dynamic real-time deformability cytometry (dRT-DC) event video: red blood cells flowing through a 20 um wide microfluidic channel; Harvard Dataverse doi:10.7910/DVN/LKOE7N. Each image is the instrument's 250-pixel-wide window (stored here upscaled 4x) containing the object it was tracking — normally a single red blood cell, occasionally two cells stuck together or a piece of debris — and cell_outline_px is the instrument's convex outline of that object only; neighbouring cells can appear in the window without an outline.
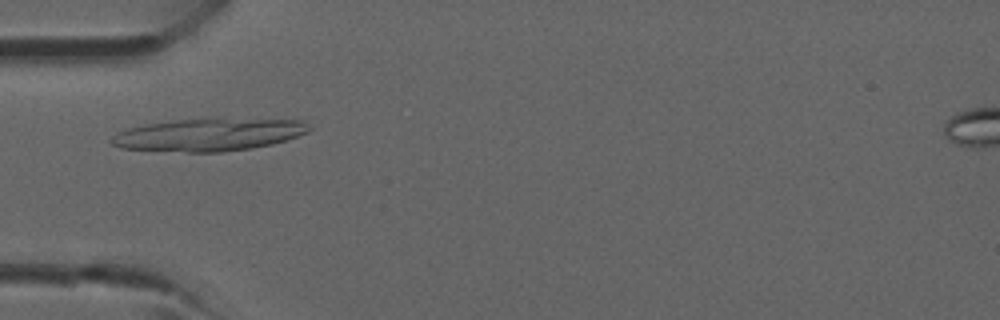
{"species": "common noctule bat (a hibernating species)", "species_latin": "Nyctalus noctula", "temperature_condition": "room temperature", "stored_images_in_passage": 1, "camera_frame_rate_fps": 3000, "um_per_image_px": 0.085, "animal": {"sex": "male", "forearm_length_mm": 52.5}, "frame": {"image": 1, "passage_image": 1, "time_ms": 0.0, "image_size_px": [1000, 320], "cell_outline_px": [[312, 128], [308, 132], [272, 144], [248, 148], [220, 152], [188, 152], [120, 148], [112, 144], [108, 140], [116, 132], [128, 128], [148, 124], [172, 120], [304, 120]], "centroid_in_image_um": [17.68, 11.47], "position_along_channel_um": 67.3, "area_um2": 36.59}}